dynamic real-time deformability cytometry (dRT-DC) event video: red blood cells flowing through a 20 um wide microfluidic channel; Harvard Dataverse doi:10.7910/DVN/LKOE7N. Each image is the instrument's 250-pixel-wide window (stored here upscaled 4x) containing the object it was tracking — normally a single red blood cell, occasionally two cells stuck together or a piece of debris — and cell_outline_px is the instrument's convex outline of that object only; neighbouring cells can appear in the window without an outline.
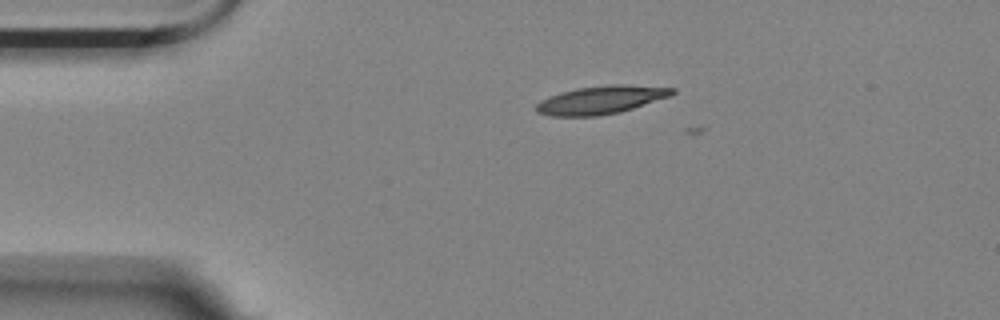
{"species": "Egyptian fruit bat (a non-hibernating species)", "species_latin": "Rousettus aegyptiacus", "temperature_condition": "room temperature", "stored_images_in_passage": 3, "camera_frame_rate_fps": 3000, "um_per_image_px": 0.085, "animal": {"sex": "female"}, "frame": {"image": 1, "passage_image": 2, "time_ms": 0.333, "image_size_px": [1000, 320], "cell_outline_px": [[676, 92], [668, 96], [620, 112], [600, 116], [552, 116], [536, 112], [536, 104], [540, 100], [548, 96], [560, 92], [576, 88], [608, 84], [628, 84], [676, 88]], "centroid_in_image_um": [51.05, 8.48], "position_along_channel_um": 34.0, "area_um2": 22.37}}